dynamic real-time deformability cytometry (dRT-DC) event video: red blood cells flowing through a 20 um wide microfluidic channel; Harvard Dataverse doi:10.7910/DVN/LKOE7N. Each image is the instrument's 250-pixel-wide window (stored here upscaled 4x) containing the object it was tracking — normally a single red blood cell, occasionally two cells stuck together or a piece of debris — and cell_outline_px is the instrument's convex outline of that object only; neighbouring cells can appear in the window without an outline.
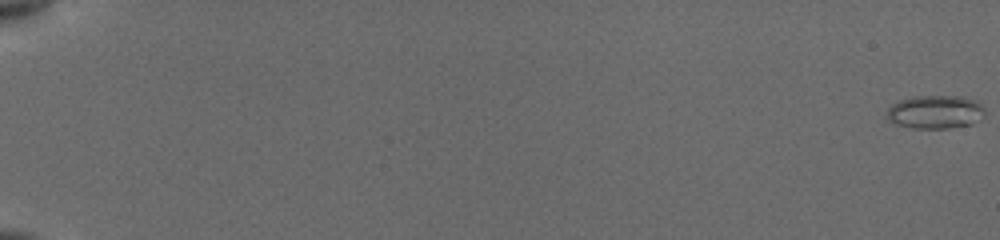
{"species": "common noctule bat (a hibernating species)", "species_latin": "Nyctalus noctula", "temperature_condition": "cold", "stored_images_in_passage": 27, "camera_frame_rate_fps": 3000, "um_per_image_px": 0.085, "animal": {"sex": "female", "body_mass_g": 19.5, "forearm_length_mm": 54.1}, "frame": {"image": 1, "passage_image": 1, "time_ms": 0.0, "image_size_px": [1000, 240], "cell_outline_px": [[984, 116], [980, 120], [972, 124], [948, 128], [912, 128], [896, 124], [888, 120], [884, 116], [888, 108], [892, 104], [900, 100], [916, 96], [964, 96], [976, 100], [984, 108]], "centroid_in_image_um": [79.5, 9.51], "position_along_channel_um": 5.5, "area_um2": 19.31}}